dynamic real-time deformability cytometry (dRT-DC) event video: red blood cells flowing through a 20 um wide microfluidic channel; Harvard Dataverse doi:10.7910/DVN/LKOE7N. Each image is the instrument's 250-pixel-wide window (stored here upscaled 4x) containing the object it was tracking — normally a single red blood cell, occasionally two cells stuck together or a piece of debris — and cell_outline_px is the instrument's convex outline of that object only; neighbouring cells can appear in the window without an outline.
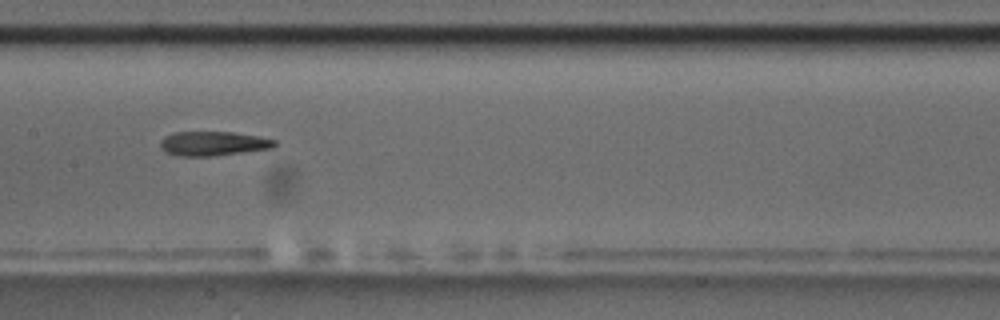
{"species": "common noctule bat (a hibernating species)", "species_latin": "Nyctalus noctula", "temperature_condition": "room temperature", "stored_images_in_passage": 7, "camera_frame_rate_fps": 3000, "um_per_image_px": 0.085, "animal": {"sex": "male", "body_mass_g": 17.5, "forearm_length_mm": 52.3}, "frame": {"image": 1, "passage_image": 4, "time_ms": 3.333, "image_size_px": [1000, 320], "cell_outline_px": [[276, 144], [272, 148], [212, 156], [176, 156], [164, 152], [160, 148], [160, 140], [164, 136], [176, 132], [232, 132], [260, 136], [276, 140]], "centroid_in_image_um": [18.08, 12.2], "position_along_channel_um": 189.3, "area_um2": 16.3}}
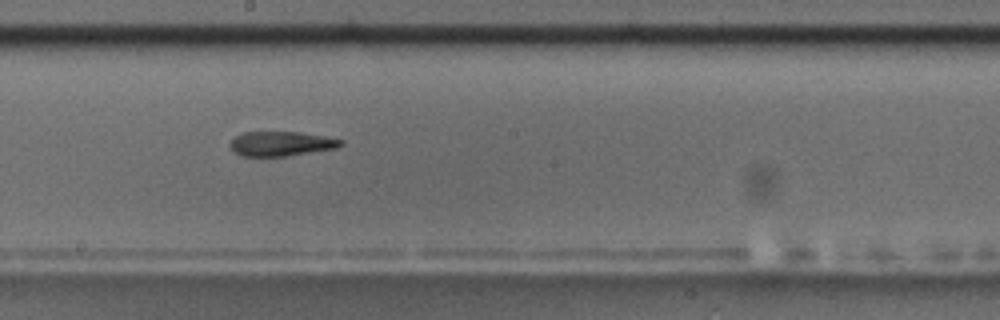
{"frame": {"image": 2, "passage_image": 5, "time_ms": 4.333, "image_size_px": [1000, 320], "cell_outline_px": [[344, 144], [336, 148], [288, 156], [244, 156], [232, 152], [228, 144], [236, 136], [244, 132], [300, 132], [324, 136], [344, 140]], "centroid_in_image_um": [23.89, 12.22], "position_along_channel_um": 224.3, "area_um2": 15.95}}
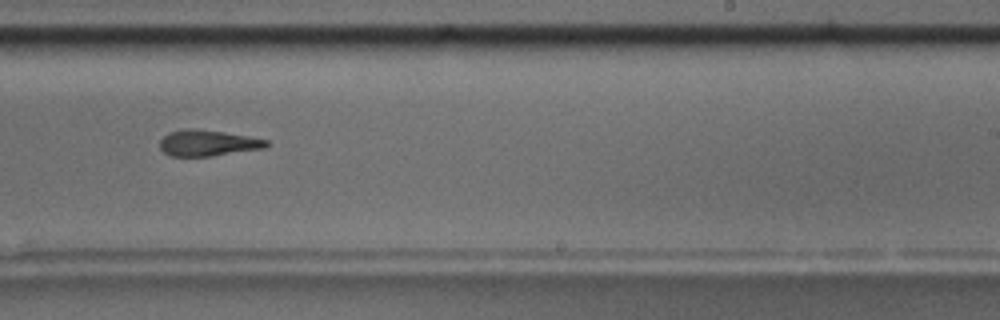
{"frame": {"image": 3, "passage_image": 6, "time_ms": 5.667, "image_size_px": [1000, 320], "cell_outline_px": [[268, 144], [264, 148], [212, 156], [172, 156], [164, 152], [160, 148], [160, 140], [168, 132], [180, 128], [196, 128], [224, 132], [248, 136], [268, 140]], "centroid_in_image_um": [17.62, 12.14], "position_along_channel_um": 271.4, "area_um2": 16.24}}